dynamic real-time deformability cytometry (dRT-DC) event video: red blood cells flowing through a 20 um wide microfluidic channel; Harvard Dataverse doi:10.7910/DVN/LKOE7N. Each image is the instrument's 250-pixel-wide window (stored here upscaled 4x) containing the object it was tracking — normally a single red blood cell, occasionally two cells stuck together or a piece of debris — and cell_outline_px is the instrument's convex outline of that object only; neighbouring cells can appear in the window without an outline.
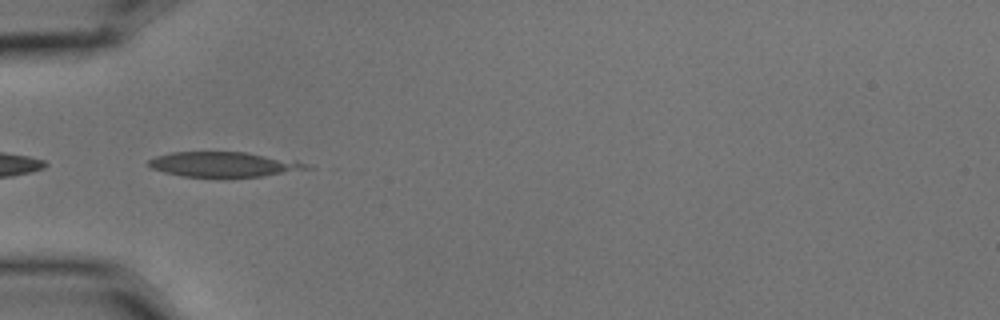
{"species": "common noctule bat (a hibernating species)", "species_latin": "Nyctalus noctula", "temperature_condition": "cold", "stored_images_in_passage": 3, "camera_frame_rate_fps": 3000, "um_per_image_px": 0.085, "animal": {"sex": "male", "body_mass_g": 15.6}, "frame": {"image": 1, "passage_image": 1, "time_ms": 0.0, "image_size_px": [1000, 320], "cell_outline_px": [[316, 168], [260, 176], [184, 176], [164, 172], [152, 168], [148, 164], [148, 160], [156, 156], [172, 152], [244, 152], [296, 160], [312, 164]], "centroid_in_image_um": [19.09, 13.96], "position_along_channel_um": 65.9, "area_um2": 22.77}}